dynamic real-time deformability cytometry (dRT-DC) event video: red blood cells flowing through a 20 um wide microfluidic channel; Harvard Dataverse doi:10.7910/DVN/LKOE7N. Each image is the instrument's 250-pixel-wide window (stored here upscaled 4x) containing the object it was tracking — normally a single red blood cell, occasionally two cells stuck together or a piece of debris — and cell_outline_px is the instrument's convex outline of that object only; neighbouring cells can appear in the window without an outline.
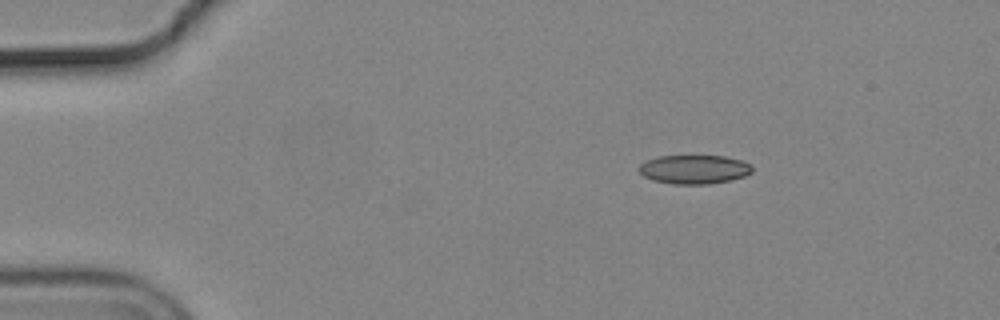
{"species": "common noctule bat (a hibernating species)", "species_latin": "Nyctalus noctula", "temperature_condition": "cold", "stored_images_in_passage": 47, "camera_frame_rate_fps": 3000, "um_per_image_px": 0.085, "animal": {"sex": "male", "body_mass_g": 19.2, "forearm_length_mm": 51.8}, "frame": {"image": 1, "passage_image": 1, "time_ms": 0.0, "image_size_px": [1000, 320], "cell_outline_px": [[752, 172], [744, 176], [732, 180], [708, 184], [672, 184], [652, 180], [644, 176], [636, 168], [640, 164], [648, 160], [660, 156], [724, 156], [740, 160], [752, 164]], "centroid_in_image_um": [59.0, 14.4], "position_along_channel_um": 26.0, "area_um2": 19.13}}
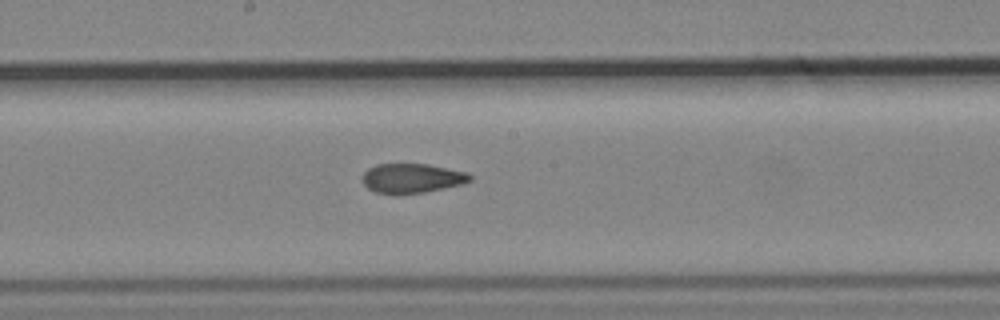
{"frame": {"image": 2, "passage_image": 22, "time_ms": 7.0, "image_size_px": [1000, 320], "cell_outline_px": [[472, 180], [464, 184], [424, 192], [376, 192], [368, 188], [364, 184], [364, 172], [368, 168], [376, 164], [428, 164], [468, 172], [472, 176]], "centroid_in_image_um": [35.08, 15.12], "position_along_channel_um": 213.1, "area_um2": 18.09}}
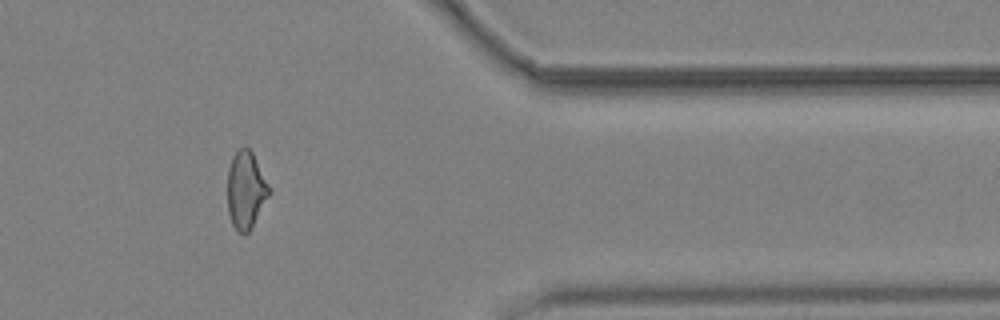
{"frame": {"image": 3, "passage_image": 38, "time_ms": 12.333, "image_size_px": [1000, 320], "cell_outline_px": [[272, 192], [252, 228], [248, 232], [240, 232], [232, 224], [228, 212], [228, 168], [232, 156], [240, 148], [248, 148], [252, 152], [272, 188]], "centroid_in_image_um": [20.94, 16.15], "position_along_channel_um": 390.5, "area_um2": 18.96}, "authors_computed_cell_mechanics": {"area_um2": 19.4208, "velocity_mm_per_s": 3.7077, "shape_relaxation_time_tau1_ms": null, "shape_relaxation_time_tau2_ms": 2.3863, "deformation_change_tau1": null, "deformation_change_tau2": 0.0889}}